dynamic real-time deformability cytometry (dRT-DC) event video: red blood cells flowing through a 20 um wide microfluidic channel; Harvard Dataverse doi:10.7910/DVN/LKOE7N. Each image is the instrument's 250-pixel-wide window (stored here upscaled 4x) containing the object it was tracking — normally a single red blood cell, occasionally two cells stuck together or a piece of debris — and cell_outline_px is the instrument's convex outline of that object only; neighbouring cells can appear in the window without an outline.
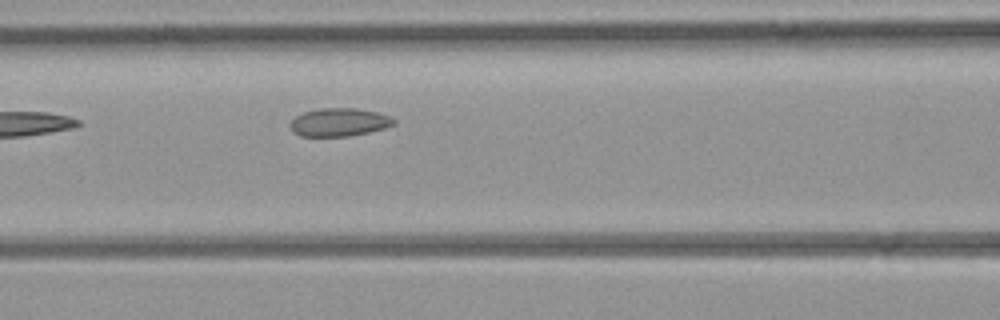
{"species": "common noctule bat (a hibernating species)", "species_latin": "Nyctalus noctula", "temperature_condition": "room temperature", "stored_images_in_passage": 6, "camera_frame_rate_fps": 3000, "um_per_image_px": 0.085, "animal": {"sex": "female", "body_mass_g": 21.9}, "frame": {"image": 1, "passage_image": 6, "time_ms": 6.0, "image_size_px": [1000, 320], "cell_outline_px": [[396, 124], [384, 128], [368, 132], [348, 136], [300, 136], [292, 132], [288, 124], [296, 116], [304, 112], [320, 108], [356, 108], [376, 112], [388, 116], [396, 120]], "centroid_in_image_um": [28.79, 10.39], "position_along_channel_um": 137.8, "area_um2": 16.99}}